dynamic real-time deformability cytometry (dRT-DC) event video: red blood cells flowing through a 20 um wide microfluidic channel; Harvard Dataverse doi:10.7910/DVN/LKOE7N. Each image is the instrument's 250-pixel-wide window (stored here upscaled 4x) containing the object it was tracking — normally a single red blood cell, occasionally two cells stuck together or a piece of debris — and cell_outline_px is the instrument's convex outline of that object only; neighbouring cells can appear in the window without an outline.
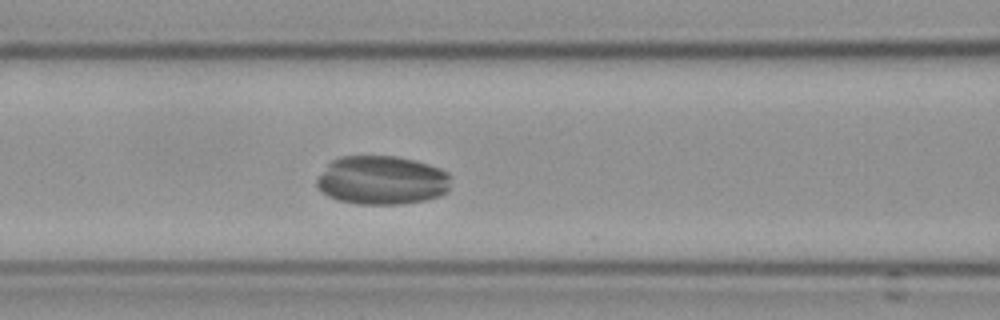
{"species": "Egyptian fruit bat (a non-hibernating species)", "species_latin": "Rousettus aegyptiacus", "temperature_condition": "cold", "stored_images_in_passage": 30, "segment_of_instrument_passage": [2, 2], "camera_frame_rate_fps": 3000, "um_per_image_px": 0.085, "frame": {"image": 1, "passage_image": 26, "time_ms": 8.333, "image_size_px": [1000, 320], "cell_outline_px": [[448, 192], [440, 196], [424, 200], [400, 204], [356, 204], [336, 200], [328, 196], [316, 184], [316, 180], [328, 164], [332, 160], [340, 156], [392, 156], [412, 160], [428, 164], [440, 168], [448, 172]], "centroid_in_image_um": [32.45, 15.33], "position_along_channel_um": 134.2, "area_um2": 37.97}}